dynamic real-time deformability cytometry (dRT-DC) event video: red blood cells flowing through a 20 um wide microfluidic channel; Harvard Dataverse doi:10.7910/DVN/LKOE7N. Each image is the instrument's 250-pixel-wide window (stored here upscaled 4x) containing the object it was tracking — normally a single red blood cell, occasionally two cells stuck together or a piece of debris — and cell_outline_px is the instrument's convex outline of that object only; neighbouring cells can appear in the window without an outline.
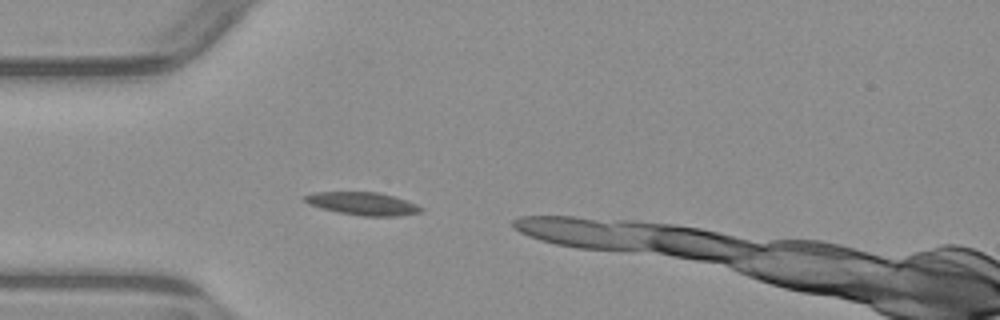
{"species": "common noctule bat (a hibernating species)", "species_latin": "Nyctalus noctula", "temperature_condition": "warm", "stored_images_in_passage": 2, "camera_frame_rate_fps": 3000, "um_per_image_px": 0.085, "animal": {"sex": "male", "body_mass_g": 23.1, "forearm_length_mm": 52.7}, "frame": {"image": 1, "passage_image": 1, "time_ms": 0.0, "image_size_px": [1000, 320], "cell_outline_px": [[424, 212], [396, 216], [360, 216], [320, 208], [308, 204], [304, 200], [304, 196], [316, 192], [376, 192], [392, 196], [416, 204], [424, 208]], "centroid_in_image_um": [30.85, 17.32], "position_along_channel_um": 54.2, "area_um2": 15.37}}